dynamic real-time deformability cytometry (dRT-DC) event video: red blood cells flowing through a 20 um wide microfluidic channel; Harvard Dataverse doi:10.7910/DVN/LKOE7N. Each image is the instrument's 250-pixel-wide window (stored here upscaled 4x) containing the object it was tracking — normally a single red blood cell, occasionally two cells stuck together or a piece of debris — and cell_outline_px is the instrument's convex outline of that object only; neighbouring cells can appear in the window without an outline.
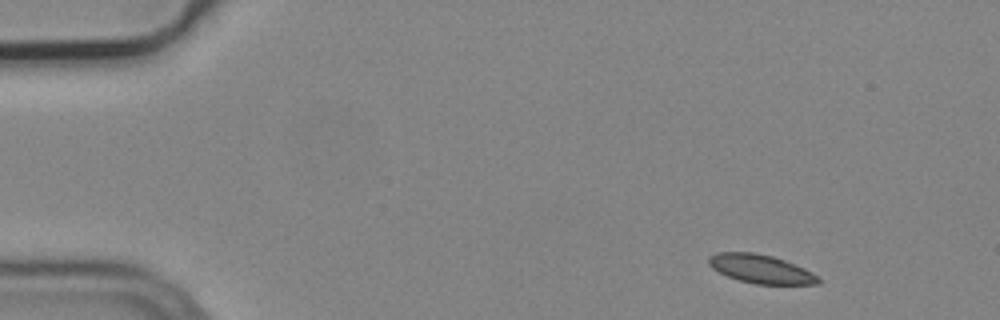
{"species": "common noctule bat (a hibernating species)", "species_latin": "Nyctalus noctula", "temperature_condition": "cold", "stored_images_in_passage": 3, "camera_frame_rate_fps": 3000, "um_per_image_px": 0.085, "animal": {"sex": "male", "body_mass_g": 19.2, "forearm_length_mm": 51.8}, "frame": {"image": 1, "passage_image": 1, "time_ms": 0.0, "image_size_px": [1000, 320], "cell_outline_px": [[820, 284], [756, 284], [740, 280], [728, 276], [712, 268], [708, 264], [708, 256], [716, 252], [752, 252], [772, 256], [784, 260], [804, 268], [812, 272], [820, 280]], "centroid_in_image_um": [64.64, 22.85], "position_along_channel_um": 20.4, "area_um2": 18.15}}